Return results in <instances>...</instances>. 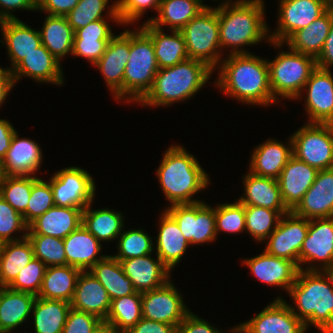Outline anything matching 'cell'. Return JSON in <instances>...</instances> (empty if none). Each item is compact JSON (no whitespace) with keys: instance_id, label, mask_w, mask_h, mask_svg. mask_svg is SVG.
Masks as SVG:
<instances>
[{"instance_id":"6da1fadb","label":"cell","mask_w":333,"mask_h":333,"mask_svg":"<svg viewBox=\"0 0 333 333\" xmlns=\"http://www.w3.org/2000/svg\"><path fill=\"white\" fill-rule=\"evenodd\" d=\"M216 70L214 85L242 104L266 106L278 103L269 83L267 59L255 54H227Z\"/></svg>"},{"instance_id":"e7e4bbea","label":"cell","mask_w":333,"mask_h":333,"mask_svg":"<svg viewBox=\"0 0 333 333\" xmlns=\"http://www.w3.org/2000/svg\"><path fill=\"white\" fill-rule=\"evenodd\" d=\"M14 88L9 68L0 66V107L5 103L10 91Z\"/></svg>"},{"instance_id":"f35d334b","label":"cell","mask_w":333,"mask_h":333,"mask_svg":"<svg viewBox=\"0 0 333 333\" xmlns=\"http://www.w3.org/2000/svg\"><path fill=\"white\" fill-rule=\"evenodd\" d=\"M89 271L104 286L111 300L137 292L132 280L125 275L120 261L112 255H106Z\"/></svg>"},{"instance_id":"816d5d0a","label":"cell","mask_w":333,"mask_h":333,"mask_svg":"<svg viewBox=\"0 0 333 333\" xmlns=\"http://www.w3.org/2000/svg\"><path fill=\"white\" fill-rule=\"evenodd\" d=\"M46 269L47 266L41 260L33 258L27 266L22 268V271L18 273L17 277L8 287L16 291L27 292L37 296Z\"/></svg>"},{"instance_id":"680465c9","label":"cell","mask_w":333,"mask_h":333,"mask_svg":"<svg viewBox=\"0 0 333 333\" xmlns=\"http://www.w3.org/2000/svg\"><path fill=\"white\" fill-rule=\"evenodd\" d=\"M79 0H37V11L52 16H66Z\"/></svg>"},{"instance_id":"91938a15","label":"cell","mask_w":333,"mask_h":333,"mask_svg":"<svg viewBox=\"0 0 333 333\" xmlns=\"http://www.w3.org/2000/svg\"><path fill=\"white\" fill-rule=\"evenodd\" d=\"M0 22L4 20H18L13 11H37V0H0Z\"/></svg>"},{"instance_id":"d6986e66","label":"cell","mask_w":333,"mask_h":333,"mask_svg":"<svg viewBox=\"0 0 333 333\" xmlns=\"http://www.w3.org/2000/svg\"><path fill=\"white\" fill-rule=\"evenodd\" d=\"M40 145L29 138H20L15 131L6 156L0 162L1 176H36L43 155Z\"/></svg>"},{"instance_id":"d6a6232c","label":"cell","mask_w":333,"mask_h":333,"mask_svg":"<svg viewBox=\"0 0 333 333\" xmlns=\"http://www.w3.org/2000/svg\"><path fill=\"white\" fill-rule=\"evenodd\" d=\"M152 39L159 69L171 67L189 59L184 37L180 31L164 32L149 22L140 26Z\"/></svg>"},{"instance_id":"7bdbcfd3","label":"cell","mask_w":333,"mask_h":333,"mask_svg":"<svg viewBox=\"0 0 333 333\" xmlns=\"http://www.w3.org/2000/svg\"><path fill=\"white\" fill-rule=\"evenodd\" d=\"M109 2L110 0H79L76 7L66 15L69 25L75 32L77 29L85 27L93 21L105 19V17L121 25L116 1L112 2L111 6L108 5ZM106 7L108 8L107 15H103Z\"/></svg>"},{"instance_id":"f546056e","label":"cell","mask_w":333,"mask_h":333,"mask_svg":"<svg viewBox=\"0 0 333 333\" xmlns=\"http://www.w3.org/2000/svg\"><path fill=\"white\" fill-rule=\"evenodd\" d=\"M162 211L154 250H156L155 254L172 271L182 260L190 243L183 236L175 219L165 208Z\"/></svg>"},{"instance_id":"6f0895ef","label":"cell","mask_w":333,"mask_h":333,"mask_svg":"<svg viewBox=\"0 0 333 333\" xmlns=\"http://www.w3.org/2000/svg\"><path fill=\"white\" fill-rule=\"evenodd\" d=\"M106 20L99 19L77 29L74 38H112L115 34Z\"/></svg>"},{"instance_id":"be15d7a7","label":"cell","mask_w":333,"mask_h":333,"mask_svg":"<svg viewBox=\"0 0 333 333\" xmlns=\"http://www.w3.org/2000/svg\"><path fill=\"white\" fill-rule=\"evenodd\" d=\"M15 131L16 129L9 120L0 118V162L6 156Z\"/></svg>"},{"instance_id":"f907efd6","label":"cell","mask_w":333,"mask_h":333,"mask_svg":"<svg viewBox=\"0 0 333 333\" xmlns=\"http://www.w3.org/2000/svg\"><path fill=\"white\" fill-rule=\"evenodd\" d=\"M28 225L23 217L0 196V244L17 241L27 237ZM22 232V236L14 237Z\"/></svg>"},{"instance_id":"8fae6325","label":"cell","mask_w":333,"mask_h":333,"mask_svg":"<svg viewBox=\"0 0 333 333\" xmlns=\"http://www.w3.org/2000/svg\"><path fill=\"white\" fill-rule=\"evenodd\" d=\"M177 222L190 245L217 240L215 206L202 201L194 204L167 206L165 209Z\"/></svg>"},{"instance_id":"a7ac6f4b","label":"cell","mask_w":333,"mask_h":333,"mask_svg":"<svg viewBox=\"0 0 333 333\" xmlns=\"http://www.w3.org/2000/svg\"><path fill=\"white\" fill-rule=\"evenodd\" d=\"M327 9L333 10V0H322Z\"/></svg>"},{"instance_id":"ab89813d","label":"cell","mask_w":333,"mask_h":333,"mask_svg":"<svg viewBox=\"0 0 333 333\" xmlns=\"http://www.w3.org/2000/svg\"><path fill=\"white\" fill-rule=\"evenodd\" d=\"M33 258L32 245L27 237L0 244V287H8Z\"/></svg>"},{"instance_id":"60d3db41","label":"cell","mask_w":333,"mask_h":333,"mask_svg":"<svg viewBox=\"0 0 333 333\" xmlns=\"http://www.w3.org/2000/svg\"><path fill=\"white\" fill-rule=\"evenodd\" d=\"M70 309L67 301L36 297L31 313L35 333H62Z\"/></svg>"},{"instance_id":"ffe728a7","label":"cell","mask_w":333,"mask_h":333,"mask_svg":"<svg viewBox=\"0 0 333 333\" xmlns=\"http://www.w3.org/2000/svg\"><path fill=\"white\" fill-rule=\"evenodd\" d=\"M241 264L246 265L261 283L282 288L286 293L295 283L300 270L294 262L269 255L265 250L257 256L243 259Z\"/></svg>"},{"instance_id":"ac0fdd59","label":"cell","mask_w":333,"mask_h":333,"mask_svg":"<svg viewBox=\"0 0 333 333\" xmlns=\"http://www.w3.org/2000/svg\"><path fill=\"white\" fill-rule=\"evenodd\" d=\"M249 333H306L304 323L291 311L289 302L276 297L250 320L240 323Z\"/></svg>"},{"instance_id":"52a82bcc","label":"cell","mask_w":333,"mask_h":333,"mask_svg":"<svg viewBox=\"0 0 333 333\" xmlns=\"http://www.w3.org/2000/svg\"><path fill=\"white\" fill-rule=\"evenodd\" d=\"M288 50L279 51L273 60L267 59L270 88L277 102H280V97L288 100L303 99L302 90L317 68L316 58L290 48Z\"/></svg>"},{"instance_id":"9c48e42d","label":"cell","mask_w":333,"mask_h":333,"mask_svg":"<svg viewBox=\"0 0 333 333\" xmlns=\"http://www.w3.org/2000/svg\"><path fill=\"white\" fill-rule=\"evenodd\" d=\"M290 137L296 159L318 171L333 168V124L304 123Z\"/></svg>"},{"instance_id":"db71d44e","label":"cell","mask_w":333,"mask_h":333,"mask_svg":"<svg viewBox=\"0 0 333 333\" xmlns=\"http://www.w3.org/2000/svg\"><path fill=\"white\" fill-rule=\"evenodd\" d=\"M111 38H74L72 56L82 57L94 65L105 53Z\"/></svg>"},{"instance_id":"7402d4cb","label":"cell","mask_w":333,"mask_h":333,"mask_svg":"<svg viewBox=\"0 0 333 333\" xmlns=\"http://www.w3.org/2000/svg\"><path fill=\"white\" fill-rule=\"evenodd\" d=\"M292 212L308 220L333 217V168L317 172L315 182Z\"/></svg>"},{"instance_id":"30bf717a","label":"cell","mask_w":333,"mask_h":333,"mask_svg":"<svg viewBox=\"0 0 333 333\" xmlns=\"http://www.w3.org/2000/svg\"><path fill=\"white\" fill-rule=\"evenodd\" d=\"M95 179L79 166L65 167L49 179L55 206L85 209L94 202Z\"/></svg>"},{"instance_id":"d4e9b609","label":"cell","mask_w":333,"mask_h":333,"mask_svg":"<svg viewBox=\"0 0 333 333\" xmlns=\"http://www.w3.org/2000/svg\"><path fill=\"white\" fill-rule=\"evenodd\" d=\"M318 170L292 156L278 180L285 206L292 211L315 182Z\"/></svg>"},{"instance_id":"8992f818","label":"cell","mask_w":333,"mask_h":333,"mask_svg":"<svg viewBox=\"0 0 333 333\" xmlns=\"http://www.w3.org/2000/svg\"><path fill=\"white\" fill-rule=\"evenodd\" d=\"M130 30V54L123 77V101L139 103L159 70L151 37L139 26Z\"/></svg>"},{"instance_id":"83f0119b","label":"cell","mask_w":333,"mask_h":333,"mask_svg":"<svg viewBox=\"0 0 333 333\" xmlns=\"http://www.w3.org/2000/svg\"><path fill=\"white\" fill-rule=\"evenodd\" d=\"M110 304L111 299L104 286L90 271H81L70 302L71 308L106 320Z\"/></svg>"},{"instance_id":"cb8c5ba5","label":"cell","mask_w":333,"mask_h":333,"mask_svg":"<svg viewBox=\"0 0 333 333\" xmlns=\"http://www.w3.org/2000/svg\"><path fill=\"white\" fill-rule=\"evenodd\" d=\"M287 142L283 144L277 139L269 138L255 146L248 171L257 176L278 179L282 169L293 156L291 137Z\"/></svg>"},{"instance_id":"94428289","label":"cell","mask_w":333,"mask_h":333,"mask_svg":"<svg viewBox=\"0 0 333 333\" xmlns=\"http://www.w3.org/2000/svg\"><path fill=\"white\" fill-rule=\"evenodd\" d=\"M126 333H177V328L167 323L142 318Z\"/></svg>"},{"instance_id":"f1b7e54d","label":"cell","mask_w":333,"mask_h":333,"mask_svg":"<svg viewBox=\"0 0 333 333\" xmlns=\"http://www.w3.org/2000/svg\"><path fill=\"white\" fill-rule=\"evenodd\" d=\"M84 209L53 206L28 225L27 234L64 239L82 225Z\"/></svg>"},{"instance_id":"d590c367","label":"cell","mask_w":333,"mask_h":333,"mask_svg":"<svg viewBox=\"0 0 333 333\" xmlns=\"http://www.w3.org/2000/svg\"><path fill=\"white\" fill-rule=\"evenodd\" d=\"M91 202L82 212V225L101 243L117 240L125 228L120 211L110 208L92 210Z\"/></svg>"},{"instance_id":"5b68a950","label":"cell","mask_w":333,"mask_h":333,"mask_svg":"<svg viewBox=\"0 0 333 333\" xmlns=\"http://www.w3.org/2000/svg\"><path fill=\"white\" fill-rule=\"evenodd\" d=\"M214 70L206 63L187 59L158 70L151 90L138 103L141 106H171L193 98L204 87Z\"/></svg>"},{"instance_id":"681fc988","label":"cell","mask_w":333,"mask_h":333,"mask_svg":"<svg viewBox=\"0 0 333 333\" xmlns=\"http://www.w3.org/2000/svg\"><path fill=\"white\" fill-rule=\"evenodd\" d=\"M53 206L55 203L50 183L39 178L32 186L26 212L22 215L24 222L29 225Z\"/></svg>"},{"instance_id":"e575fe53","label":"cell","mask_w":333,"mask_h":333,"mask_svg":"<svg viewBox=\"0 0 333 333\" xmlns=\"http://www.w3.org/2000/svg\"><path fill=\"white\" fill-rule=\"evenodd\" d=\"M202 0H161L157 17H150L146 22L163 29L180 31L197 14H199L207 4Z\"/></svg>"},{"instance_id":"89a4df30","label":"cell","mask_w":333,"mask_h":333,"mask_svg":"<svg viewBox=\"0 0 333 333\" xmlns=\"http://www.w3.org/2000/svg\"><path fill=\"white\" fill-rule=\"evenodd\" d=\"M203 1V0H202ZM215 1H219V0H215ZM221 1V0H220ZM227 2H232V0H224L223 3H227Z\"/></svg>"},{"instance_id":"bcb514c9","label":"cell","mask_w":333,"mask_h":333,"mask_svg":"<svg viewBox=\"0 0 333 333\" xmlns=\"http://www.w3.org/2000/svg\"><path fill=\"white\" fill-rule=\"evenodd\" d=\"M117 254L112 255L118 261L153 254L154 241L144 229L123 230L117 239Z\"/></svg>"},{"instance_id":"7a4b0ae2","label":"cell","mask_w":333,"mask_h":333,"mask_svg":"<svg viewBox=\"0 0 333 333\" xmlns=\"http://www.w3.org/2000/svg\"><path fill=\"white\" fill-rule=\"evenodd\" d=\"M264 6V0H235L218 4L219 40L223 55L226 48H232L228 54H251L243 48L256 46L262 40L271 42L270 28L264 19Z\"/></svg>"},{"instance_id":"484cf974","label":"cell","mask_w":333,"mask_h":333,"mask_svg":"<svg viewBox=\"0 0 333 333\" xmlns=\"http://www.w3.org/2000/svg\"><path fill=\"white\" fill-rule=\"evenodd\" d=\"M244 194L238 201L244 206H257L278 211L281 215L290 210L285 206L277 179L261 177L248 172L243 176Z\"/></svg>"},{"instance_id":"9a60e30c","label":"cell","mask_w":333,"mask_h":333,"mask_svg":"<svg viewBox=\"0 0 333 333\" xmlns=\"http://www.w3.org/2000/svg\"><path fill=\"white\" fill-rule=\"evenodd\" d=\"M309 229V220L292 211L282 215L275 231L265 240V251L272 256L294 262L299 267V254Z\"/></svg>"},{"instance_id":"7dc6e473","label":"cell","mask_w":333,"mask_h":333,"mask_svg":"<svg viewBox=\"0 0 333 333\" xmlns=\"http://www.w3.org/2000/svg\"><path fill=\"white\" fill-rule=\"evenodd\" d=\"M34 258L41 260L47 267L67 265L63 239L47 235L27 234Z\"/></svg>"},{"instance_id":"1f68e13d","label":"cell","mask_w":333,"mask_h":333,"mask_svg":"<svg viewBox=\"0 0 333 333\" xmlns=\"http://www.w3.org/2000/svg\"><path fill=\"white\" fill-rule=\"evenodd\" d=\"M37 296L0 287V333L12 332L26 323Z\"/></svg>"},{"instance_id":"ee69618b","label":"cell","mask_w":333,"mask_h":333,"mask_svg":"<svg viewBox=\"0 0 333 333\" xmlns=\"http://www.w3.org/2000/svg\"><path fill=\"white\" fill-rule=\"evenodd\" d=\"M37 176H1L0 196L18 213L26 212L33 184Z\"/></svg>"},{"instance_id":"8d00e7d4","label":"cell","mask_w":333,"mask_h":333,"mask_svg":"<svg viewBox=\"0 0 333 333\" xmlns=\"http://www.w3.org/2000/svg\"><path fill=\"white\" fill-rule=\"evenodd\" d=\"M81 270L70 265L47 267L37 297L71 302Z\"/></svg>"},{"instance_id":"44dd1931","label":"cell","mask_w":333,"mask_h":333,"mask_svg":"<svg viewBox=\"0 0 333 333\" xmlns=\"http://www.w3.org/2000/svg\"><path fill=\"white\" fill-rule=\"evenodd\" d=\"M61 62L41 44L11 71L13 86L24 76L38 83L64 84Z\"/></svg>"},{"instance_id":"c3c4849f","label":"cell","mask_w":333,"mask_h":333,"mask_svg":"<svg viewBox=\"0 0 333 333\" xmlns=\"http://www.w3.org/2000/svg\"><path fill=\"white\" fill-rule=\"evenodd\" d=\"M215 206L217 236L220 232L240 234L246 230L245 207L238 200L234 203H219Z\"/></svg>"},{"instance_id":"003e7915","label":"cell","mask_w":333,"mask_h":333,"mask_svg":"<svg viewBox=\"0 0 333 333\" xmlns=\"http://www.w3.org/2000/svg\"><path fill=\"white\" fill-rule=\"evenodd\" d=\"M230 331L228 333H249L241 324L230 328Z\"/></svg>"},{"instance_id":"4fadbf2b","label":"cell","mask_w":333,"mask_h":333,"mask_svg":"<svg viewBox=\"0 0 333 333\" xmlns=\"http://www.w3.org/2000/svg\"><path fill=\"white\" fill-rule=\"evenodd\" d=\"M299 269L333 271V217L309 220L299 254Z\"/></svg>"},{"instance_id":"3957f363","label":"cell","mask_w":333,"mask_h":333,"mask_svg":"<svg viewBox=\"0 0 333 333\" xmlns=\"http://www.w3.org/2000/svg\"><path fill=\"white\" fill-rule=\"evenodd\" d=\"M291 311L320 333H333V271L300 269L288 293Z\"/></svg>"},{"instance_id":"74e56055","label":"cell","mask_w":333,"mask_h":333,"mask_svg":"<svg viewBox=\"0 0 333 333\" xmlns=\"http://www.w3.org/2000/svg\"><path fill=\"white\" fill-rule=\"evenodd\" d=\"M43 46L60 62L72 55L74 30L66 16L47 15L39 31Z\"/></svg>"},{"instance_id":"9f6ffc18","label":"cell","mask_w":333,"mask_h":333,"mask_svg":"<svg viewBox=\"0 0 333 333\" xmlns=\"http://www.w3.org/2000/svg\"><path fill=\"white\" fill-rule=\"evenodd\" d=\"M215 325L190 312L177 327V333H224ZM229 330L227 331V333Z\"/></svg>"},{"instance_id":"ba28073f","label":"cell","mask_w":333,"mask_h":333,"mask_svg":"<svg viewBox=\"0 0 333 333\" xmlns=\"http://www.w3.org/2000/svg\"><path fill=\"white\" fill-rule=\"evenodd\" d=\"M180 32L184 37L189 59L200 60L216 72L224 58L219 40L218 5H207Z\"/></svg>"},{"instance_id":"f6af8a7d","label":"cell","mask_w":333,"mask_h":333,"mask_svg":"<svg viewBox=\"0 0 333 333\" xmlns=\"http://www.w3.org/2000/svg\"><path fill=\"white\" fill-rule=\"evenodd\" d=\"M245 207L246 231L256 242H264L275 231L282 215L275 210L257 206Z\"/></svg>"},{"instance_id":"7c38bea8","label":"cell","mask_w":333,"mask_h":333,"mask_svg":"<svg viewBox=\"0 0 333 333\" xmlns=\"http://www.w3.org/2000/svg\"><path fill=\"white\" fill-rule=\"evenodd\" d=\"M275 31H269L272 46L281 49L298 30L307 27L326 10L322 0H279Z\"/></svg>"},{"instance_id":"5bb4252c","label":"cell","mask_w":333,"mask_h":333,"mask_svg":"<svg viewBox=\"0 0 333 333\" xmlns=\"http://www.w3.org/2000/svg\"><path fill=\"white\" fill-rule=\"evenodd\" d=\"M170 279L166 284L142 293V318L173 325L176 328L191 312L183 296Z\"/></svg>"},{"instance_id":"603a6c76","label":"cell","mask_w":333,"mask_h":333,"mask_svg":"<svg viewBox=\"0 0 333 333\" xmlns=\"http://www.w3.org/2000/svg\"><path fill=\"white\" fill-rule=\"evenodd\" d=\"M152 254L122 260L120 263L125 275L132 280L137 292L143 293L159 288L166 284L171 276V270Z\"/></svg>"},{"instance_id":"6125c7cd","label":"cell","mask_w":333,"mask_h":333,"mask_svg":"<svg viewBox=\"0 0 333 333\" xmlns=\"http://www.w3.org/2000/svg\"><path fill=\"white\" fill-rule=\"evenodd\" d=\"M316 61L317 67L325 70H330V67L333 66V23L330 27L323 49L316 58Z\"/></svg>"},{"instance_id":"836d02e7","label":"cell","mask_w":333,"mask_h":333,"mask_svg":"<svg viewBox=\"0 0 333 333\" xmlns=\"http://www.w3.org/2000/svg\"><path fill=\"white\" fill-rule=\"evenodd\" d=\"M333 23V10L327 9L307 27L296 31L285 43L291 50L317 58Z\"/></svg>"},{"instance_id":"4dcf8cb0","label":"cell","mask_w":333,"mask_h":333,"mask_svg":"<svg viewBox=\"0 0 333 333\" xmlns=\"http://www.w3.org/2000/svg\"><path fill=\"white\" fill-rule=\"evenodd\" d=\"M63 242L67 265L81 271H89L106 256L100 254L102 244L83 225L71 232Z\"/></svg>"},{"instance_id":"03108f58","label":"cell","mask_w":333,"mask_h":333,"mask_svg":"<svg viewBox=\"0 0 333 333\" xmlns=\"http://www.w3.org/2000/svg\"><path fill=\"white\" fill-rule=\"evenodd\" d=\"M92 333H121L116 327L111 323L102 320L92 331Z\"/></svg>"},{"instance_id":"e0dca14e","label":"cell","mask_w":333,"mask_h":333,"mask_svg":"<svg viewBox=\"0 0 333 333\" xmlns=\"http://www.w3.org/2000/svg\"><path fill=\"white\" fill-rule=\"evenodd\" d=\"M307 123L333 124V73L317 67L303 90Z\"/></svg>"},{"instance_id":"2e32d148","label":"cell","mask_w":333,"mask_h":333,"mask_svg":"<svg viewBox=\"0 0 333 333\" xmlns=\"http://www.w3.org/2000/svg\"><path fill=\"white\" fill-rule=\"evenodd\" d=\"M130 54V30L114 35L106 46L105 53L93 65L104 77L106 87L117 102H123V77Z\"/></svg>"},{"instance_id":"4316f807","label":"cell","mask_w":333,"mask_h":333,"mask_svg":"<svg viewBox=\"0 0 333 333\" xmlns=\"http://www.w3.org/2000/svg\"><path fill=\"white\" fill-rule=\"evenodd\" d=\"M0 30L4 37L0 42L2 45L6 44L7 55L11 62V67H8L10 71L42 44L39 30L31 28L20 19L1 21Z\"/></svg>"},{"instance_id":"277c9868","label":"cell","mask_w":333,"mask_h":333,"mask_svg":"<svg viewBox=\"0 0 333 333\" xmlns=\"http://www.w3.org/2000/svg\"><path fill=\"white\" fill-rule=\"evenodd\" d=\"M183 146L173 144L168 147L156 170L160 188L169 206L202 202L201 199H193V195L205 190L210 184L207 172Z\"/></svg>"},{"instance_id":"b9f144b4","label":"cell","mask_w":333,"mask_h":333,"mask_svg":"<svg viewBox=\"0 0 333 333\" xmlns=\"http://www.w3.org/2000/svg\"><path fill=\"white\" fill-rule=\"evenodd\" d=\"M142 319V293L136 292L111 300L106 322L121 333L128 332Z\"/></svg>"},{"instance_id":"f5cc1de1","label":"cell","mask_w":333,"mask_h":333,"mask_svg":"<svg viewBox=\"0 0 333 333\" xmlns=\"http://www.w3.org/2000/svg\"><path fill=\"white\" fill-rule=\"evenodd\" d=\"M161 0H116L117 13L122 26L139 21L146 9L159 10ZM124 24V25H123Z\"/></svg>"},{"instance_id":"11a10c76","label":"cell","mask_w":333,"mask_h":333,"mask_svg":"<svg viewBox=\"0 0 333 333\" xmlns=\"http://www.w3.org/2000/svg\"><path fill=\"white\" fill-rule=\"evenodd\" d=\"M101 321L96 315L71 308L62 333H92Z\"/></svg>"}]
</instances>
